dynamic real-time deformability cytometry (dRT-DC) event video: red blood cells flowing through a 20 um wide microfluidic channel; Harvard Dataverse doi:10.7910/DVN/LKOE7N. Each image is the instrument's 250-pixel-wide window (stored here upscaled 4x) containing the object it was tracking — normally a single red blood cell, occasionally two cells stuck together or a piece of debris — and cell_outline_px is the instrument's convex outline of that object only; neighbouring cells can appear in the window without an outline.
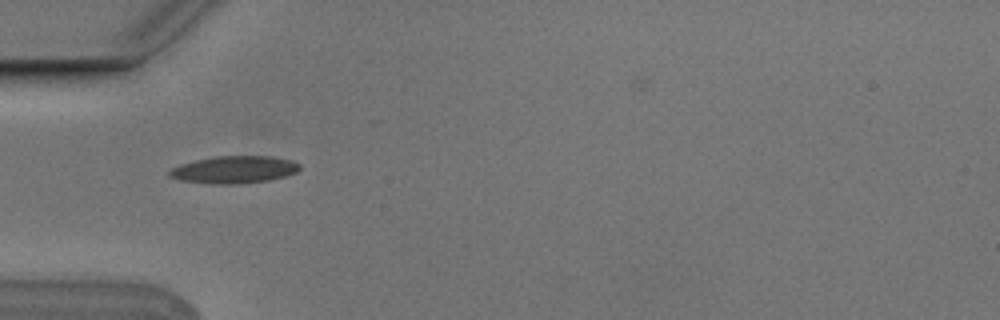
{"species": "Egyptian fruit bat (a non-hibernating species)", "species_latin": "Rousettus aegyptiacus", "temperature_condition": "cold", "stored_images_in_passage": 38, "camera_frame_rate_fps": 3000, "um_per_image_px": 0.085, "animal": {"sex": "male"}, "frame": {"image": 1, "passage_image": 1, "time_ms": 0.0, "image_size_px": [1000, 320], "cell_outline_px": [[300, 168], [296, 172], [284, 176], [268, 180], [236, 184], [212, 184], [180, 180], [168, 176], [168, 172], [172, 168], [180, 164], [196, 160], [216, 156], [272, 156], [292, 160], [300, 164]], "centroid_in_image_um": [19.89, 14.41], "position_along_channel_um": 65.1, "area_um2": 20.69}}
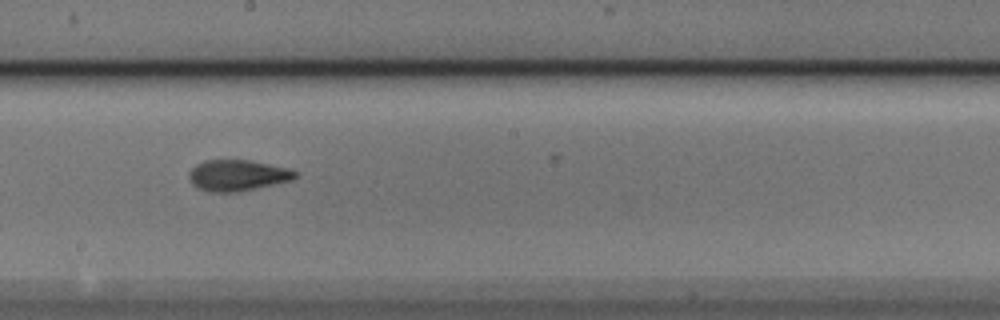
{"frame": {"image": 2, "passage_image": 14, "time_ms": 4.333, "image_size_px": [1000, 320], "cell_outline_px": [[296, 176], [292, 180], [256, 188], [236, 192], [208, 192], [196, 188], [192, 184], [188, 176], [188, 172], [196, 164], [204, 160], [252, 160], [288, 168], [296, 172]], "centroid_in_image_um": [20.14, 14.9], "position_along_channel_um": 228.1, "area_um2": 19.31}}
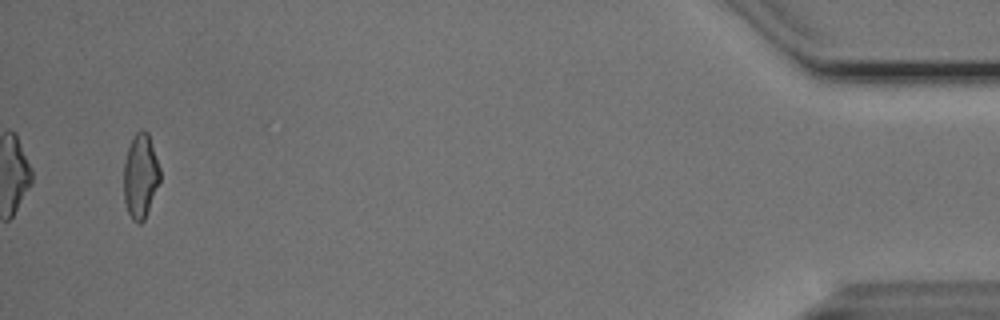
{"frame": {"image": 3, "passage_image": 36, "time_ms": 11.667, "image_size_px": [1000, 320], "cell_outline_px": [[160, 180], [144, 220], [140, 224], [132, 220], [128, 212], [124, 200], [124, 164], [128, 148], [136, 132], [140, 128], [144, 128], [148, 132], [160, 168]], "centroid_in_image_um": [11.94, 14.94], "position_along_channel_um": 423.3, "area_um2": 17.74}, "authors_computed_cell_mechanics": {"area_um2": 18.4671, "velocity_mm_per_s": 3.7853, "shape_relaxation_time_tau1_ms": 4.9727, "shape_relaxation_time_tau2_ms": 1.8867, "deformation_change_tau1": 0.1791, "deformation_change_tau2": 0.0981}}